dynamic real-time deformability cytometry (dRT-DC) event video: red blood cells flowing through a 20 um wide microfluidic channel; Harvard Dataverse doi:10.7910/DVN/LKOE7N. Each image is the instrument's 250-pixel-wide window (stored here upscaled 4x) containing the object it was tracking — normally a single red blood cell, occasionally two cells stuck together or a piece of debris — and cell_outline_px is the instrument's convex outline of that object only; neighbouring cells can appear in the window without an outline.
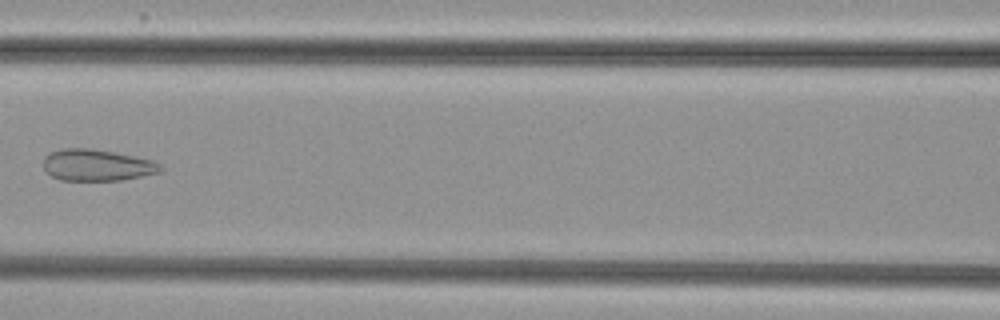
{"species": "common noctule bat (a hibernating species)", "species_latin": "Nyctalus noctula", "temperature_condition": "cold", "stored_images_in_passage": 7, "camera_frame_rate_fps": 3000, "um_per_image_px": 0.085, "animal": {"sex": "female", "body_mass_g": 29.2, "forearm_length_mm": 56.3}, "frame": {"image": 1, "passage_image": 6, "time_ms": 6.0, "image_size_px": [1000, 320], "cell_outline_px": [[164, 168], [160, 172], [124, 180], [60, 180], [52, 176], [44, 168], [44, 156], [60, 148], [88, 148], [112, 152], [152, 160], [160, 164]], "centroid_in_image_um": [8.24, 14.04], "position_along_channel_um": 158.4, "area_um2": 21.39}}
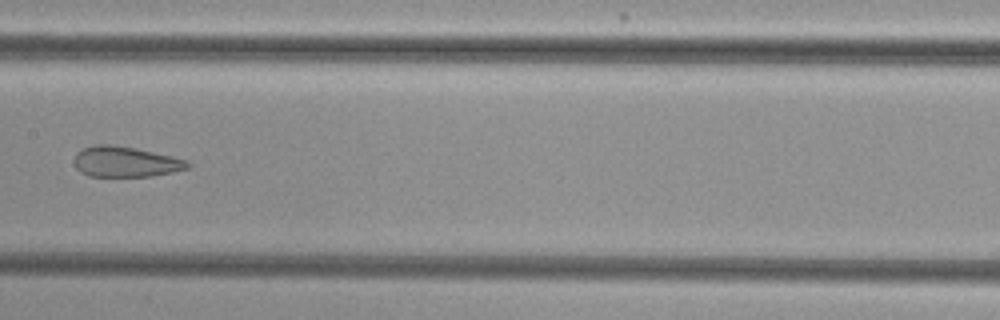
{"frame": {"image": 2, "passage_image": 7, "time_ms": 7.0, "image_size_px": [1000, 320], "cell_outline_px": [[192, 168], [152, 176], [88, 176], [80, 172], [76, 168], [76, 152], [92, 144], [112, 144], [136, 148], [172, 156], [188, 160], [192, 164]], "centroid_in_image_um": [10.71, 13.74], "position_along_channel_um": 196.7, "area_um2": 20.35}}